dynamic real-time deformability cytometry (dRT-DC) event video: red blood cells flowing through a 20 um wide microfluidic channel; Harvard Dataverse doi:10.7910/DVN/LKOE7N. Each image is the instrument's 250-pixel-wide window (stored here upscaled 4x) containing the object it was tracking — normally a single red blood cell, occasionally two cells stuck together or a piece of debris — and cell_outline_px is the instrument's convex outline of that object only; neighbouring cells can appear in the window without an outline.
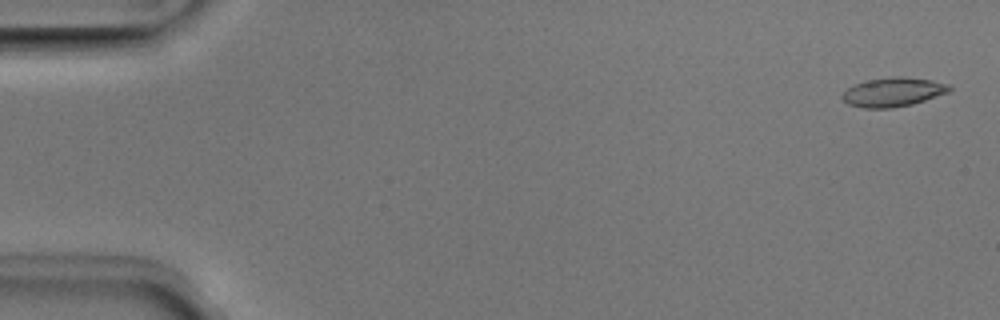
{"species": "Egyptian fruit bat (a non-hibernating species)", "species_latin": "Rousettus aegyptiacus", "temperature_condition": "room temperature", "stored_images_in_passage": 51, "camera_frame_rate_fps": 3000, "um_per_image_px": 0.085, "animal": {"sex": "male"}, "frame": {"image": 1, "passage_image": 2, "time_ms": 0.333, "image_size_px": [1000, 320], "cell_outline_px": [[952, 88], [948, 92], [912, 104], [892, 108], [864, 108], [848, 104], [840, 96], [848, 88], [864, 80], [892, 76], [900, 76], [932, 80], [948, 84]], "centroid_in_image_um": [75.89, 7.82], "position_along_channel_um": 9.1, "area_um2": 18.09}}
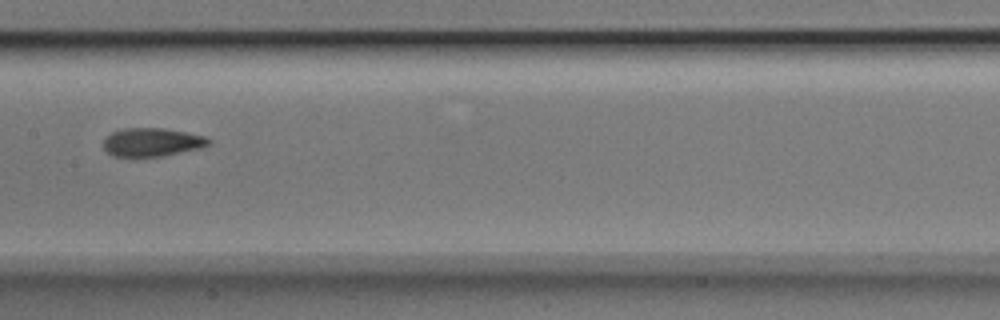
{"frame": {"image": 2, "passage_image": 26, "time_ms": 8.333, "image_size_px": [1000, 320], "cell_outline_px": [[212, 144], [200, 148], [160, 156], [112, 156], [104, 148], [104, 140], [112, 132], [120, 128], [164, 128], [188, 132], [204, 136], [212, 140]], "centroid_in_image_um": [12.95, 12.07], "position_along_channel_um": 194.5, "area_um2": 17.4}}
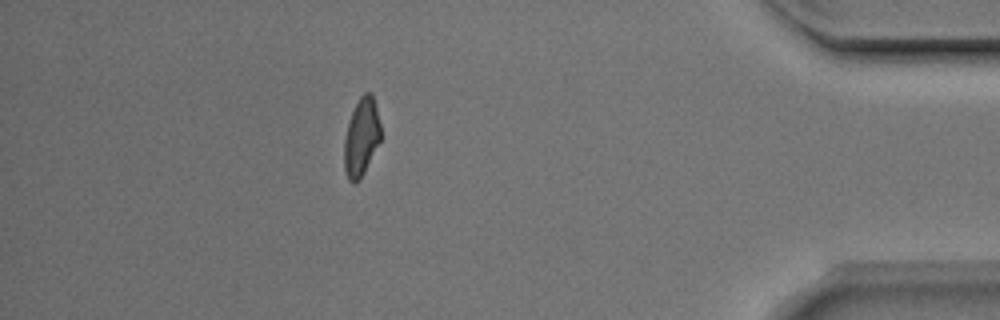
{"frame": {"image": 3, "passage_image": 45, "time_ms": 14.667, "image_size_px": [1000, 320], "cell_outline_px": [[380, 140], [360, 180], [352, 184], [348, 180], [344, 168], [344, 140], [348, 124], [352, 112], [360, 96], [364, 92], [372, 92], [380, 124]], "centroid_in_image_um": [30.7, 11.67], "position_along_channel_um": 404.5, "area_um2": 16.42}, "authors_computed_cell_mechanics": {"area_um2": 17.5134, "velocity_mm_per_s": 4.0183, "shape_relaxation_time_tau1_ms": 3.5932, "shape_relaxation_time_tau2_ms": 1.0174, "deformation_change_tau1": 0.1381, "deformation_change_tau2": 0.0716}}